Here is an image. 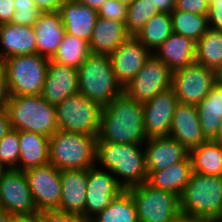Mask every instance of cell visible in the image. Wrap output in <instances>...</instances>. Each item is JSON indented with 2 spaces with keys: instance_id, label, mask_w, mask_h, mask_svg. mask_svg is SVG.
I'll use <instances>...</instances> for the list:
<instances>
[{
  "instance_id": "1",
  "label": "cell",
  "mask_w": 222,
  "mask_h": 222,
  "mask_svg": "<svg viewBox=\"0 0 222 222\" xmlns=\"http://www.w3.org/2000/svg\"><path fill=\"white\" fill-rule=\"evenodd\" d=\"M147 139L143 104L123 92L103 107L97 141L143 145Z\"/></svg>"
},
{
  "instance_id": "2",
  "label": "cell",
  "mask_w": 222,
  "mask_h": 222,
  "mask_svg": "<svg viewBox=\"0 0 222 222\" xmlns=\"http://www.w3.org/2000/svg\"><path fill=\"white\" fill-rule=\"evenodd\" d=\"M96 165L109 170L124 190L147 182L143 145L96 141Z\"/></svg>"
},
{
  "instance_id": "3",
  "label": "cell",
  "mask_w": 222,
  "mask_h": 222,
  "mask_svg": "<svg viewBox=\"0 0 222 222\" xmlns=\"http://www.w3.org/2000/svg\"><path fill=\"white\" fill-rule=\"evenodd\" d=\"M123 92L109 55L90 53L78 68V93L103 108Z\"/></svg>"
},
{
  "instance_id": "4",
  "label": "cell",
  "mask_w": 222,
  "mask_h": 222,
  "mask_svg": "<svg viewBox=\"0 0 222 222\" xmlns=\"http://www.w3.org/2000/svg\"><path fill=\"white\" fill-rule=\"evenodd\" d=\"M6 110L12 129L17 131H30L50 138L59 130L55 105L41 95L9 96Z\"/></svg>"
},
{
  "instance_id": "5",
  "label": "cell",
  "mask_w": 222,
  "mask_h": 222,
  "mask_svg": "<svg viewBox=\"0 0 222 222\" xmlns=\"http://www.w3.org/2000/svg\"><path fill=\"white\" fill-rule=\"evenodd\" d=\"M180 200V212L222 222V176L193 172Z\"/></svg>"
},
{
  "instance_id": "6",
  "label": "cell",
  "mask_w": 222,
  "mask_h": 222,
  "mask_svg": "<svg viewBox=\"0 0 222 222\" xmlns=\"http://www.w3.org/2000/svg\"><path fill=\"white\" fill-rule=\"evenodd\" d=\"M96 141V136L58 130L49 139V163L59 170H88L96 165Z\"/></svg>"
},
{
  "instance_id": "7",
  "label": "cell",
  "mask_w": 222,
  "mask_h": 222,
  "mask_svg": "<svg viewBox=\"0 0 222 222\" xmlns=\"http://www.w3.org/2000/svg\"><path fill=\"white\" fill-rule=\"evenodd\" d=\"M49 60L37 53L4 59L9 96L41 95Z\"/></svg>"
},
{
  "instance_id": "8",
  "label": "cell",
  "mask_w": 222,
  "mask_h": 222,
  "mask_svg": "<svg viewBox=\"0 0 222 222\" xmlns=\"http://www.w3.org/2000/svg\"><path fill=\"white\" fill-rule=\"evenodd\" d=\"M102 109L80 93L68 96L55 105L58 129L97 137Z\"/></svg>"
},
{
  "instance_id": "9",
  "label": "cell",
  "mask_w": 222,
  "mask_h": 222,
  "mask_svg": "<svg viewBox=\"0 0 222 222\" xmlns=\"http://www.w3.org/2000/svg\"><path fill=\"white\" fill-rule=\"evenodd\" d=\"M134 199L138 222H175L180 212L179 196L147 182L127 189Z\"/></svg>"
},
{
  "instance_id": "10",
  "label": "cell",
  "mask_w": 222,
  "mask_h": 222,
  "mask_svg": "<svg viewBox=\"0 0 222 222\" xmlns=\"http://www.w3.org/2000/svg\"><path fill=\"white\" fill-rule=\"evenodd\" d=\"M0 206L15 219H34L38 211L25 172L11 169L1 175Z\"/></svg>"
},
{
  "instance_id": "11",
  "label": "cell",
  "mask_w": 222,
  "mask_h": 222,
  "mask_svg": "<svg viewBox=\"0 0 222 222\" xmlns=\"http://www.w3.org/2000/svg\"><path fill=\"white\" fill-rule=\"evenodd\" d=\"M173 71L153 54L145 61L125 87L124 92L141 104L149 102L158 93L172 87Z\"/></svg>"
},
{
  "instance_id": "12",
  "label": "cell",
  "mask_w": 222,
  "mask_h": 222,
  "mask_svg": "<svg viewBox=\"0 0 222 222\" xmlns=\"http://www.w3.org/2000/svg\"><path fill=\"white\" fill-rule=\"evenodd\" d=\"M215 83V71L196 62L173 72L172 88L178 102L182 104L196 106Z\"/></svg>"
},
{
  "instance_id": "13",
  "label": "cell",
  "mask_w": 222,
  "mask_h": 222,
  "mask_svg": "<svg viewBox=\"0 0 222 222\" xmlns=\"http://www.w3.org/2000/svg\"><path fill=\"white\" fill-rule=\"evenodd\" d=\"M24 172L37 211L57 210L61 199V170L48 163Z\"/></svg>"
},
{
  "instance_id": "14",
  "label": "cell",
  "mask_w": 222,
  "mask_h": 222,
  "mask_svg": "<svg viewBox=\"0 0 222 222\" xmlns=\"http://www.w3.org/2000/svg\"><path fill=\"white\" fill-rule=\"evenodd\" d=\"M87 183L85 221L95 217L124 191L109 170L97 165L88 169Z\"/></svg>"
},
{
  "instance_id": "15",
  "label": "cell",
  "mask_w": 222,
  "mask_h": 222,
  "mask_svg": "<svg viewBox=\"0 0 222 222\" xmlns=\"http://www.w3.org/2000/svg\"><path fill=\"white\" fill-rule=\"evenodd\" d=\"M178 103L175 92L170 87L143 104L144 129L148 138L169 136Z\"/></svg>"
},
{
  "instance_id": "16",
  "label": "cell",
  "mask_w": 222,
  "mask_h": 222,
  "mask_svg": "<svg viewBox=\"0 0 222 222\" xmlns=\"http://www.w3.org/2000/svg\"><path fill=\"white\" fill-rule=\"evenodd\" d=\"M151 54L134 35H130L109 55L116 79L123 88L136 77Z\"/></svg>"
},
{
  "instance_id": "17",
  "label": "cell",
  "mask_w": 222,
  "mask_h": 222,
  "mask_svg": "<svg viewBox=\"0 0 222 222\" xmlns=\"http://www.w3.org/2000/svg\"><path fill=\"white\" fill-rule=\"evenodd\" d=\"M169 136L181 143L189 153L207 141L202 133L195 105L177 104Z\"/></svg>"
},
{
  "instance_id": "18",
  "label": "cell",
  "mask_w": 222,
  "mask_h": 222,
  "mask_svg": "<svg viewBox=\"0 0 222 222\" xmlns=\"http://www.w3.org/2000/svg\"><path fill=\"white\" fill-rule=\"evenodd\" d=\"M77 93L78 69L58 64L50 59L41 97L50 104L57 105L68 96Z\"/></svg>"
},
{
  "instance_id": "19",
  "label": "cell",
  "mask_w": 222,
  "mask_h": 222,
  "mask_svg": "<svg viewBox=\"0 0 222 222\" xmlns=\"http://www.w3.org/2000/svg\"><path fill=\"white\" fill-rule=\"evenodd\" d=\"M87 169L61 170V199L57 211L85 220Z\"/></svg>"
},
{
  "instance_id": "20",
  "label": "cell",
  "mask_w": 222,
  "mask_h": 222,
  "mask_svg": "<svg viewBox=\"0 0 222 222\" xmlns=\"http://www.w3.org/2000/svg\"><path fill=\"white\" fill-rule=\"evenodd\" d=\"M147 171H160L183 161L189 152L170 136L148 138L143 144Z\"/></svg>"
},
{
  "instance_id": "21",
  "label": "cell",
  "mask_w": 222,
  "mask_h": 222,
  "mask_svg": "<svg viewBox=\"0 0 222 222\" xmlns=\"http://www.w3.org/2000/svg\"><path fill=\"white\" fill-rule=\"evenodd\" d=\"M33 29L36 35V53L51 59L65 35V26L58 11L41 12Z\"/></svg>"
},
{
  "instance_id": "22",
  "label": "cell",
  "mask_w": 222,
  "mask_h": 222,
  "mask_svg": "<svg viewBox=\"0 0 222 222\" xmlns=\"http://www.w3.org/2000/svg\"><path fill=\"white\" fill-rule=\"evenodd\" d=\"M36 54L33 26L5 23L0 25V60L8 57Z\"/></svg>"
},
{
  "instance_id": "23",
  "label": "cell",
  "mask_w": 222,
  "mask_h": 222,
  "mask_svg": "<svg viewBox=\"0 0 222 222\" xmlns=\"http://www.w3.org/2000/svg\"><path fill=\"white\" fill-rule=\"evenodd\" d=\"M65 26V34H71L90 42L98 13L76 0L66 1L58 11Z\"/></svg>"
},
{
  "instance_id": "24",
  "label": "cell",
  "mask_w": 222,
  "mask_h": 222,
  "mask_svg": "<svg viewBox=\"0 0 222 222\" xmlns=\"http://www.w3.org/2000/svg\"><path fill=\"white\" fill-rule=\"evenodd\" d=\"M152 54L175 72L195 62L196 42L173 32Z\"/></svg>"
},
{
  "instance_id": "25",
  "label": "cell",
  "mask_w": 222,
  "mask_h": 222,
  "mask_svg": "<svg viewBox=\"0 0 222 222\" xmlns=\"http://www.w3.org/2000/svg\"><path fill=\"white\" fill-rule=\"evenodd\" d=\"M129 36L125 22L98 17L89 42L90 51L111 55Z\"/></svg>"
},
{
  "instance_id": "26",
  "label": "cell",
  "mask_w": 222,
  "mask_h": 222,
  "mask_svg": "<svg viewBox=\"0 0 222 222\" xmlns=\"http://www.w3.org/2000/svg\"><path fill=\"white\" fill-rule=\"evenodd\" d=\"M192 173V160L188 155L183 161L166 169L148 171L147 183L154 188L170 191L180 197Z\"/></svg>"
},
{
  "instance_id": "27",
  "label": "cell",
  "mask_w": 222,
  "mask_h": 222,
  "mask_svg": "<svg viewBox=\"0 0 222 222\" xmlns=\"http://www.w3.org/2000/svg\"><path fill=\"white\" fill-rule=\"evenodd\" d=\"M20 141L19 170L49 163V137L30 131H18Z\"/></svg>"
},
{
  "instance_id": "28",
  "label": "cell",
  "mask_w": 222,
  "mask_h": 222,
  "mask_svg": "<svg viewBox=\"0 0 222 222\" xmlns=\"http://www.w3.org/2000/svg\"><path fill=\"white\" fill-rule=\"evenodd\" d=\"M196 107L203 135L207 140H213L222 121V84L216 82Z\"/></svg>"
},
{
  "instance_id": "29",
  "label": "cell",
  "mask_w": 222,
  "mask_h": 222,
  "mask_svg": "<svg viewBox=\"0 0 222 222\" xmlns=\"http://www.w3.org/2000/svg\"><path fill=\"white\" fill-rule=\"evenodd\" d=\"M193 172L222 176V144L207 140L190 153Z\"/></svg>"
},
{
  "instance_id": "30",
  "label": "cell",
  "mask_w": 222,
  "mask_h": 222,
  "mask_svg": "<svg viewBox=\"0 0 222 222\" xmlns=\"http://www.w3.org/2000/svg\"><path fill=\"white\" fill-rule=\"evenodd\" d=\"M172 33L170 14L158 13L145 24L135 37L153 53Z\"/></svg>"
},
{
  "instance_id": "31",
  "label": "cell",
  "mask_w": 222,
  "mask_h": 222,
  "mask_svg": "<svg viewBox=\"0 0 222 222\" xmlns=\"http://www.w3.org/2000/svg\"><path fill=\"white\" fill-rule=\"evenodd\" d=\"M91 220L93 222H138L134 199L127 190H124Z\"/></svg>"
},
{
  "instance_id": "32",
  "label": "cell",
  "mask_w": 222,
  "mask_h": 222,
  "mask_svg": "<svg viewBox=\"0 0 222 222\" xmlns=\"http://www.w3.org/2000/svg\"><path fill=\"white\" fill-rule=\"evenodd\" d=\"M195 62L216 70L222 63V31L209 28L196 42Z\"/></svg>"
},
{
  "instance_id": "33",
  "label": "cell",
  "mask_w": 222,
  "mask_h": 222,
  "mask_svg": "<svg viewBox=\"0 0 222 222\" xmlns=\"http://www.w3.org/2000/svg\"><path fill=\"white\" fill-rule=\"evenodd\" d=\"M91 53L89 42L71 34H65L52 61L78 69Z\"/></svg>"
},
{
  "instance_id": "34",
  "label": "cell",
  "mask_w": 222,
  "mask_h": 222,
  "mask_svg": "<svg viewBox=\"0 0 222 222\" xmlns=\"http://www.w3.org/2000/svg\"><path fill=\"white\" fill-rule=\"evenodd\" d=\"M170 16L173 32L191 38L195 42L209 29L207 15L173 11Z\"/></svg>"
},
{
  "instance_id": "35",
  "label": "cell",
  "mask_w": 222,
  "mask_h": 222,
  "mask_svg": "<svg viewBox=\"0 0 222 222\" xmlns=\"http://www.w3.org/2000/svg\"><path fill=\"white\" fill-rule=\"evenodd\" d=\"M158 13L160 12L149 0H133L127 7V32L135 36Z\"/></svg>"
},
{
  "instance_id": "36",
  "label": "cell",
  "mask_w": 222,
  "mask_h": 222,
  "mask_svg": "<svg viewBox=\"0 0 222 222\" xmlns=\"http://www.w3.org/2000/svg\"><path fill=\"white\" fill-rule=\"evenodd\" d=\"M20 141L18 131L12 129L0 141V163L6 170H19Z\"/></svg>"
},
{
  "instance_id": "37",
  "label": "cell",
  "mask_w": 222,
  "mask_h": 222,
  "mask_svg": "<svg viewBox=\"0 0 222 222\" xmlns=\"http://www.w3.org/2000/svg\"><path fill=\"white\" fill-rule=\"evenodd\" d=\"M15 13L11 23L17 25L34 26L41 11L33 0H14Z\"/></svg>"
},
{
  "instance_id": "38",
  "label": "cell",
  "mask_w": 222,
  "mask_h": 222,
  "mask_svg": "<svg viewBox=\"0 0 222 222\" xmlns=\"http://www.w3.org/2000/svg\"><path fill=\"white\" fill-rule=\"evenodd\" d=\"M127 5L119 0H105L97 11L98 17L125 22L127 18Z\"/></svg>"
},
{
  "instance_id": "39",
  "label": "cell",
  "mask_w": 222,
  "mask_h": 222,
  "mask_svg": "<svg viewBox=\"0 0 222 222\" xmlns=\"http://www.w3.org/2000/svg\"><path fill=\"white\" fill-rule=\"evenodd\" d=\"M34 219L36 222H85V220L80 216L57 210L38 211Z\"/></svg>"
},
{
  "instance_id": "40",
  "label": "cell",
  "mask_w": 222,
  "mask_h": 222,
  "mask_svg": "<svg viewBox=\"0 0 222 222\" xmlns=\"http://www.w3.org/2000/svg\"><path fill=\"white\" fill-rule=\"evenodd\" d=\"M208 8V0H176L174 11L207 15Z\"/></svg>"
},
{
  "instance_id": "41",
  "label": "cell",
  "mask_w": 222,
  "mask_h": 222,
  "mask_svg": "<svg viewBox=\"0 0 222 222\" xmlns=\"http://www.w3.org/2000/svg\"><path fill=\"white\" fill-rule=\"evenodd\" d=\"M207 19L209 28L222 31V2L209 3Z\"/></svg>"
},
{
  "instance_id": "42",
  "label": "cell",
  "mask_w": 222,
  "mask_h": 222,
  "mask_svg": "<svg viewBox=\"0 0 222 222\" xmlns=\"http://www.w3.org/2000/svg\"><path fill=\"white\" fill-rule=\"evenodd\" d=\"M9 92L3 61L0 60V111L7 108Z\"/></svg>"
},
{
  "instance_id": "43",
  "label": "cell",
  "mask_w": 222,
  "mask_h": 222,
  "mask_svg": "<svg viewBox=\"0 0 222 222\" xmlns=\"http://www.w3.org/2000/svg\"><path fill=\"white\" fill-rule=\"evenodd\" d=\"M14 13V0H0V25L11 23Z\"/></svg>"
},
{
  "instance_id": "44",
  "label": "cell",
  "mask_w": 222,
  "mask_h": 222,
  "mask_svg": "<svg viewBox=\"0 0 222 222\" xmlns=\"http://www.w3.org/2000/svg\"><path fill=\"white\" fill-rule=\"evenodd\" d=\"M41 12L59 11V8L68 0H33Z\"/></svg>"
},
{
  "instance_id": "45",
  "label": "cell",
  "mask_w": 222,
  "mask_h": 222,
  "mask_svg": "<svg viewBox=\"0 0 222 222\" xmlns=\"http://www.w3.org/2000/svg\"><path fill=\"white\" fill-rule=\"evenodd\" d=\"M12 130V125L8 111H0V141L6 136V134Z\"/></svg>"
},
{
  "instance_id": "46",
  "label": "cell",
  "mask_w": 222,
  "mask_h": 222,
  "mask_svg": "<svg viewBox=\"0 0 222 222\" xmlns=\"http://www.w3.org/2000/svg\"><path fill=\"white\" fill-rule=\"evenodd\" d=\"M153 6L157 8L160 13L171 14L175 9V2L173 0H149Z\"/></svg>"
},
{
  "instance_id": "47",
  "label": "cell",
  "mask_w": 222,
  "mask_h": 222,
  "mask_svg": "<svg viewBox=\"0 0 222 222\" xmlns=\"http://www.w3.org/2000/svg\"><path fill=\"white\" fill-rule=\"evenodd\" d=\"M175 222H216V221L210 218L189 216V215L180 213L177 216Z\"/></svg>"
},
{
  "instance_id": "48",
  "label": "cell",
  "mask_w": 222,
  "mask_h": 222,
  "mask_svg": "<svg viewBox=\"0 0 222 222\" xmlns=\"http://www.w3.org/2000/svg\"><path fill=\"white\" fill-rule=\"evenodd\" d=\"M76 1L78 3L89 6L92 9H95L96 11H98L101 5L105 2V0H76Z\"/></svg>"
},
{
  "instance_id": "49",
  "label": "cell",
  "mask_w": 222,
  "mask_h": 222,
  "mask_svg": "<svg viewBox=\"0 0 222 222\" xmlns=\"http://www.w3.org/2000/svg\"><path fill=\"white\" fill-rule=\"evenodd\" d=\"M13 218L3 207L0 206V222H14Z\"/></svg>"
},
{
  "instance_id": "50",
  "label": "cell",
  "mask_w": 222,
  "mask_h": 222,
  "mask_svg": "<svg viewBox=\"0 0 222 222\" xmlns=\"http://www.w3.org/2000/svg\"><path fill=\"white\" fill-rule=\"evenodd\" d=\"M215 75H216V82L222 84V63L215 70Z\"/></svg>"
},
{
  "instance_id": "51",
  "label": "cell",
  "mask_w": 222,
  "mask_h": 222,
  "mask_svg": "<svg viewBox=\"0 0 222 222\" xmlns=\"http://www.w3.org/2000/svg\"><path fill=\"white\" fill-rule=\"evenodd\" d=\"M213 141L218 142L219 144H222V121H221L219 129H218V134L213 139Z\"/></svg>"
},
{
  "instance_id": "52",
  "label": "cell",
  "mask_w": 222,
  "mask_h": 222,
  "mask_svg": "<svg viewBox=\"0 0 222 222\" xmlns=\"http://www.w3.org/2000/svg\"><path fill=\"white\" fill-rule=\"evenodd\" d=\"M14 222H36L35 219H15Z\"/></svg>"
},
{
  "instance_id": "53",
  "label": "cell",
  "mask_w": 222,
  "mask_h": 222,
  "mask_svg": "<svg viewBox=\"0 0 222 222\" xmlns=\"http://www.w3.org/2000/svg\"><path fill=\"white\" fill-rule=\"evenodd\" d=\"M119 1L128 6L133 0H119Z\"/></svg>"
},
{
  "instance_id": "54",
  "label": "cell",
  "mask_w": 222,
  "mask_h": 222,
  "mask_svg": "<svg viewBox=\"0 0 222 222\" xmlns=\"http://www.w3.org/2000/svg\"><path fill=\"white\" fill-rule=\"evenodd\" d=\"M6 171V169L3 167V165L0 163V177L1 175Z\"/></svg>"
},
{
  "instance_id": "55",
  "label": "cell",
  "mask_w": 222,
  "mask_h": 222,
  "mask_svg": "<svg viewBox=\"0 0 222 222\" xmlns=\"http://www.w3.org/2000/svg\"><path fill=\"white\" fill-rule=\"evenodd\" d=\"M222 0H208V3H221Z\"/></svg>"
}]
</instances>
